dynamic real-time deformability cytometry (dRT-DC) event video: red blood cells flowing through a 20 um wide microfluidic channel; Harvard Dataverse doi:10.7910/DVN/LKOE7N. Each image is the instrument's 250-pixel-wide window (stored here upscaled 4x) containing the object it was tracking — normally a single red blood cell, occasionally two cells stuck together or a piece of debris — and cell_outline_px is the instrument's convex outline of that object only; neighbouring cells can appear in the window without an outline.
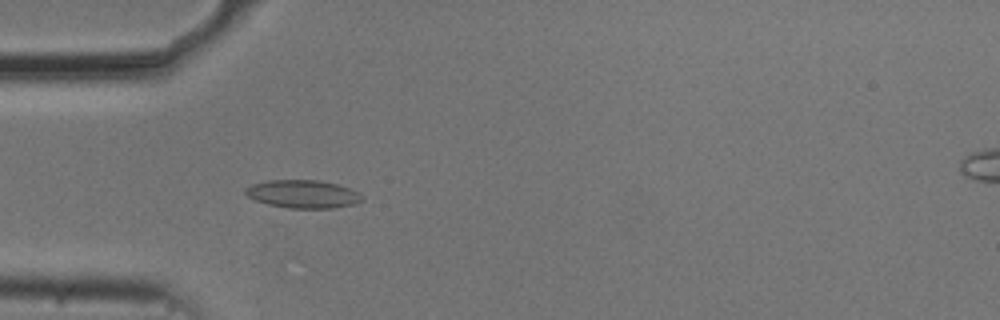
{"species": "common noctule bat (a hibernating species)", "species_latin": "Nyctalus noctula", "temperature_condition": "cold", "stored_images_in_passage": 50, "camera_frame_rate_fps": 3000, "um_per_image_px": 0.085, "animal": {"sex": "male", "body_mass_g": 20.5, "forearm_length_mm": 52.5}, "frame": {"image": 1, "passage_image": 12, "time_ms": 3.667, "image_size_px": [1000, 320], "cell_outline_px": [[364, 196], [360, 200], [352, 204], [332, 208], [288, 208], [268, 204], [256, 200], [248, 196], [244, 192], [244, 188], [252, 184], [268, 180], [320, 180], [336, 184], [360, 192]], "centroid_in_image_um": [25.72, 16.48], "position_along_channel_um": 59.3, "area_um2": 18.96}}
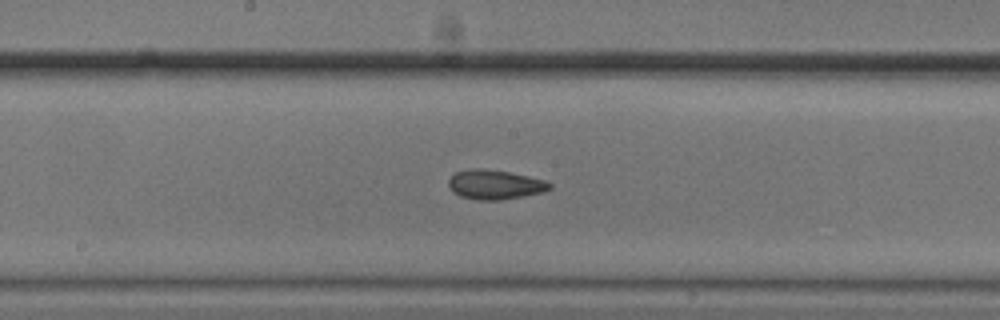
{"frame": {"image": 2, "passage_image": 24, "time_ms": 7.667, "image_size_px": [1000, 320], "cell_outline_px": [[552, 188], [544, 192], [524, 196], [500, 200], [476, 200], [460, 196], [452, 192], [448, 184], [448, 180], [456, 172], [472, 168], [480, 168], [508, 172], [528, 176], [544, 180], [552, 184]], "centroid_in_image_um": [42.07, 15.7], "position_along_channel_um": 206.1, "area_um2": 17.4}}
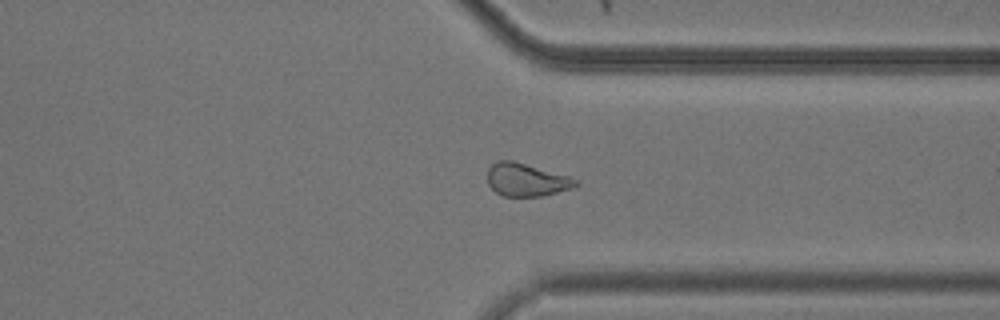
{"frame": {"image": 3, "passage_image": 37, "time_ms": 12.0, "image_size_px": [1000, 320], "cell_outline_px": [[580, 184], [572, 188], [544, 196], [504, 196], [496, 192], [488, 184], [488, 168], [492, 164], [500, 160], [512, 160], [568, 176], [576, 180]], "centroid_in_image_um": [44.74, 15.29], "position_along_channel_um": 366.7, "area_um2": 16.76}, "authors_computed_cell_mechanics": {"area_um2": 17.8602, "velocity_mm_per_s": 3.7223, "shape_relaxation_time_tau1_ms": 9.1497, "shape_relaxation_time_tau2_ms": 2.5871, "deformation_change_tau1": 0.1655, "deformation_change_tau2": 0.0785}}